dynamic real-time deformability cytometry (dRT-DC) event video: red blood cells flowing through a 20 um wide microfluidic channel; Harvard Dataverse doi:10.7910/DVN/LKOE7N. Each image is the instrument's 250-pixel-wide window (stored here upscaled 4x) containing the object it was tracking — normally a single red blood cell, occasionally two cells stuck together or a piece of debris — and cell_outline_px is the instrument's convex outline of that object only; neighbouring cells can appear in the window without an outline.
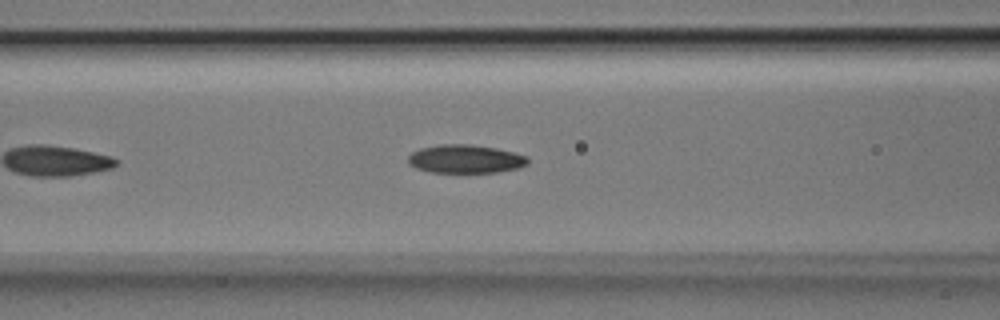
{"species": "Egyptian fruit bat (a non-hibernating species)", "species_latin": "Rousettus aegyptiacus", "temperature_condition": "room temperature", "stored_images_in_passage": 20, "camera_frame_rate_fps": 3000, "um_per_image_px": 0.085, "animal": {"sex": "male"}, "frame": {"image": 1, "passage_image": 9, "time_ms": 2.667, "image_size_px": [1000, 320], "cell_outline_px": [[528, 164], [520, 168], [496, 172], [432, 172], [416, 168], [408, 164], [408, 156], [412, 152], [420, 148], [436, 144], [472, 144], [496, 148], [528, 156]], "centroid_in_image_um": [39.55, 13.5], "position_along_channel_um": 127.0, "area_um2": 19.94}}
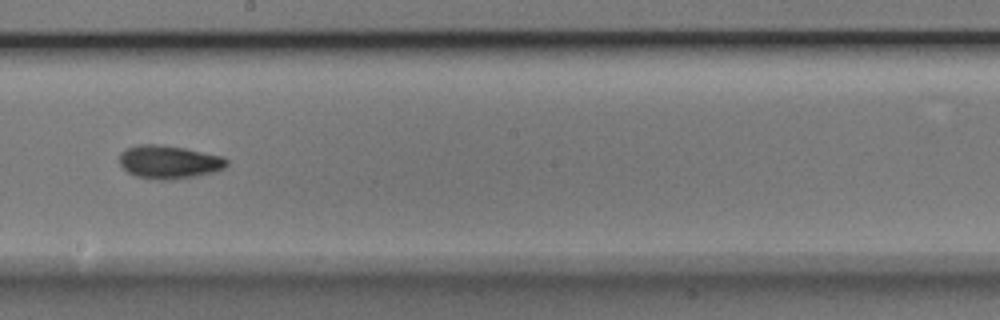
{"frame": {"image": 2, "passage_image": 17, "time_ms": 5.333, "image_size_px": [1000, 320], "cell_outline_px": [[228, 164], [224, 168], [216, 172], [196, 176], [172, 180], [160, 180], [136, 176], [128, 172], [120, 164], [120, 152], [124, 148], [136, 144], [160, 144], [184, 148], [224, 156], [228, 160]], "centroid_in_image_um": [14.37, 13.76], "position_along_channel_um": 233.8, "area_um2": 21.1}}